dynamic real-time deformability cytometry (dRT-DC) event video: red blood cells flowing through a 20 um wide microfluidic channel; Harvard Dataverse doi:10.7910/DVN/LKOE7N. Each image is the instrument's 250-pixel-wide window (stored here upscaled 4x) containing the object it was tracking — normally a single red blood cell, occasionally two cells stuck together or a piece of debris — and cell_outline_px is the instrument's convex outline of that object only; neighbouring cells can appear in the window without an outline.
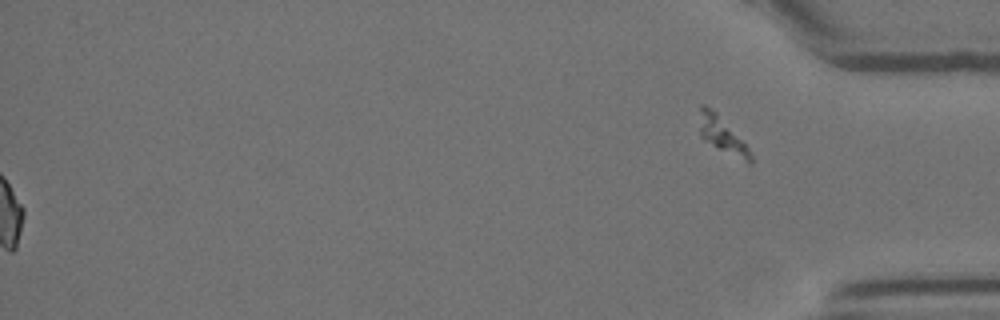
{"species": "Egyptian fruit bat (a non-hibernating species)", "species_latin": "Rousettus aegyptiacus", "temperature_condition": "room temperature", "stored_images_in_passage": 41, "segment_of_instrument_passage": [2, 2], "camera_frame_rate_fps": 3000, "um_per_image_px": 0.085, "animal": {"sex": "female"}, "frame": {"image": 1, "passage_image": 41, "time_ms": 13.333, "image_size_px": [1000, 320], "cell_outline_px": [[752, 164], [748, 164], [704, 140], [700, 136], [700, 104], [704, 104], [716, 112], [748, 148], [752, 156]], "centroid_in_image_um": [61.37, 11.48], "position_along_channel_um": 373.8, "area_um2": 10.23}}